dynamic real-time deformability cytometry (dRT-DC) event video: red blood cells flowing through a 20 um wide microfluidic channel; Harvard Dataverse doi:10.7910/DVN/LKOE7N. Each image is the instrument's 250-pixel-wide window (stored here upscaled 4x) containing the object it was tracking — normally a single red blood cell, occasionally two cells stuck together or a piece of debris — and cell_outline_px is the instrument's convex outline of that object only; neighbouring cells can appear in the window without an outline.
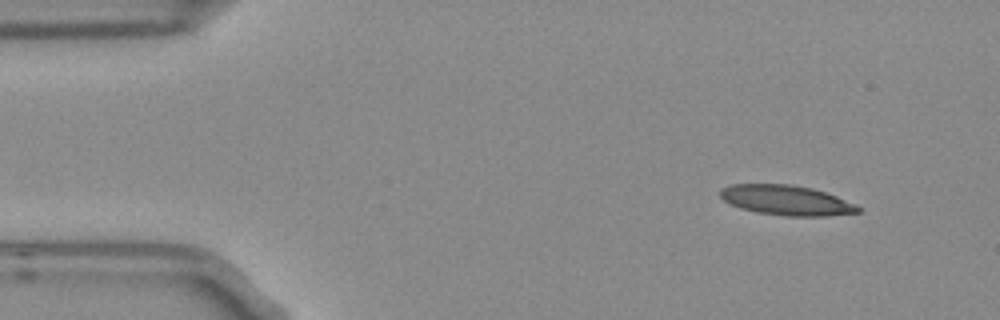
{"species": "Egyptian fruit bat (a non-hibernating species)", "species_latin": "Rousettus aegyptiacus", "temperature_condition": "room temperature", "stored_images_in_passage": 8, "camera_frame_rate_fps": 3000, "um_per_image_px": 0.085, "frame": {"image": 1, "passage_image": 1, "time_ms": 0.0, "image_size_px": [1000, 320], "cell_outline_px": [[860, 212], [828, 216], [788, 216], [756, 212], [740, 208], [724, 200], [720, 196], [720, 188], [732, 184], [792, 184], [812, 188], [836, 196], [856, 204], [860, 208]], "centroid_in_image_um": [66.84, 17.02], "position_along_channel_um": 18.2, "area_um2": 24.04}}
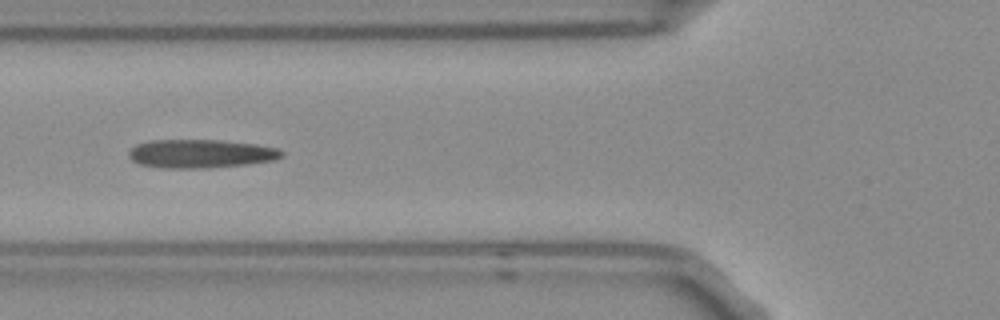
{"frame": {"image": 2, "passage_image": 5, "time_ms": 1.333, "image_size_px": [1000, 320], "cell_outline_px": [[284, 156], [272, 160], [244, 164], [204, 168], [160, 168], [140, 164], [132, 160], [128, 156], [128, 152], [136, 144], [148, 140], [220, 140], [256, 144], [276, 148], [284, 152]], "centroid_in_image_um": [17.01, 13.06], "position_along_channel_um": 108.8, "area_um2": 25.37}}
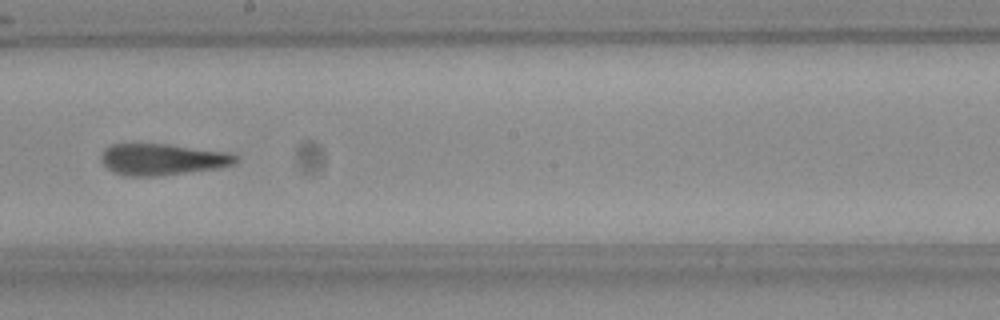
{"frame": {"image": 3, "passage_image": 8, "time_ms": 2.333, "image_size_px": [1000, 320], "cell_outline_px": [[240, 160], [232, 164], [216, 168], [156, 176], [124, 176], [112, 172], [100, 160], [100, 156], [104, 148], [108, 144], [168, 144], [228, 152], [236, 156]], "centroid_in_image_um": [13.74, 13.54], "position_along_channel_um": 234.5, "area_um2": 24.62}}